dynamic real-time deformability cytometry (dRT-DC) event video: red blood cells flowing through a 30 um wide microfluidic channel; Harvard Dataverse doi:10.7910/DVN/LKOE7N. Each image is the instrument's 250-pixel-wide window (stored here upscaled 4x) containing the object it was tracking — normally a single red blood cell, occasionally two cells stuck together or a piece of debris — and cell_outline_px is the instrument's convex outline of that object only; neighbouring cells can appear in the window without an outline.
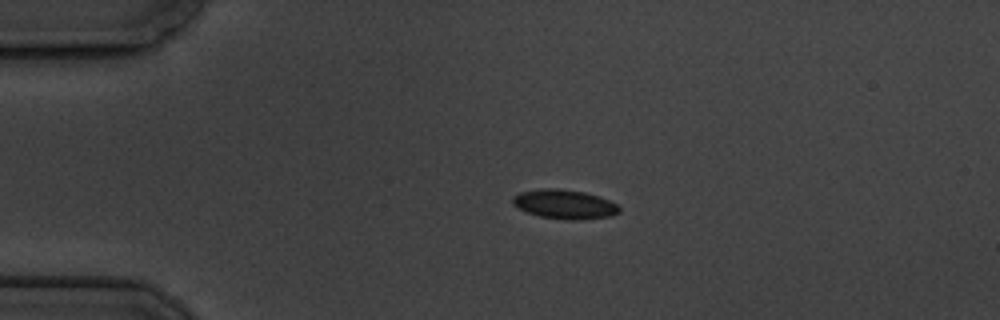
{"species": "common noctule bat (a hibernating species)", "species_latin": "Nyctalus noctula", "temperature_condition": "cold", "stored_images_in_passage": 5, "camera_frame_rate_fps": 3000, "um_per_image_px": 0.085, "animal": {"sex": "male", "body_mass_g": 19.5, "forearm_length_mm": 54.6}, "frame": {"image": 1, "passage_image": 4, "time_ms": 4.333, "image_size_px": [1000, 320], "cell_outline_px": [[620, 212], [612, 216], [576, 220], [568, 220], [540, 216], [528, 212], [512, 204], [512, 196], [520, 192], [540, 188], [560, 188], [584, 192], [600, 196], [616, 204], [620, 208]], "centroid_in_image_um": [47.99, 17.35], "position_along_channel_um": 37.0, "area_um2": 18.21}}